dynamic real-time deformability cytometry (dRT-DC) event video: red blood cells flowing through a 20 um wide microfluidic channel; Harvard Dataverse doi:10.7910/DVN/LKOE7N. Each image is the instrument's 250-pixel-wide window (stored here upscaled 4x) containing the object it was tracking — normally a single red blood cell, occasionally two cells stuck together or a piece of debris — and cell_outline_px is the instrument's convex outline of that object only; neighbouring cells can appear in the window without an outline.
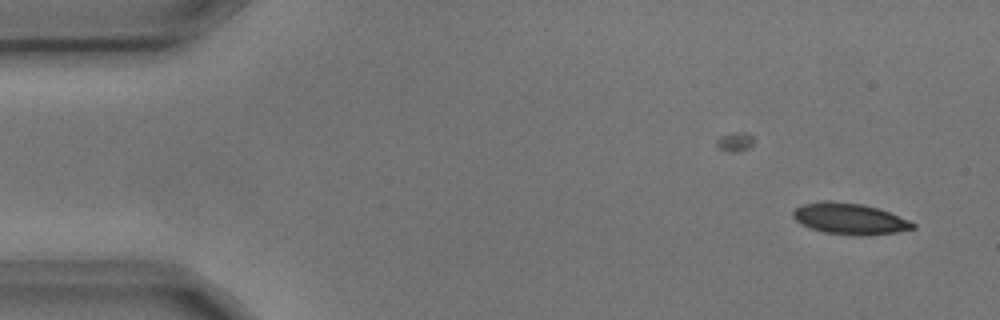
{"species": "common noctule bat (a hibernating species)", "species_latin": "Nyctalus noctula", "temperature_condition": "cold", "stored_images_in_passage": 2, "camera_frame_rate_fps": 3000, "um_per_image_px": 0.085, "animal": {"sex": "male", "body_mass_g": 17.9, "forearm_length_mm": 54.2}, "frame": {"image": 1, "passage_image": 2, "time_ms": 0.333, "image_size_px": [1000, 320], "cell_outline_px": [[916, 228], [896, 232], [868, 236], [852, 236], [824, 232], [800, 224], [792, 216], [792, 212], [796, 208], [804, 204], [824, 200], [832, 200], [864, 204], [888, 212], [908, 220], [916, 224]], "centroid_in_image_um": [72.21, 18.6], "position_along_channel_um": 12.8, "area_um2": 21.91}}